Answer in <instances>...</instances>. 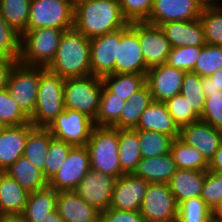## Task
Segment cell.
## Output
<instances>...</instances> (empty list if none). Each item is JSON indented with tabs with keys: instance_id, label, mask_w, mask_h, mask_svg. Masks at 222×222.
<instances>
[{
	"instance_id": "1",
	"label": "cell",
	"mask_w": 222,
	"mask_h": 222,
	"mask_svg": "<svg viewBox=\"0 0 222 222\" xmlns=\"http://www.w3.org/2000/svg\"><path fill=\"white\" fill-rule=\"evenodd\" d=\"M128 24L118 0H80L74 5V28L89 39Z\"/></svg>"
},
{
	"instance_id": "2",
	"label": "cell",
	"mask_w": 222,
	"mask_h": 222,
	"mask_svg": "<svg viewBox=\"0 0 222 222\" xmlns=\"http://www.w3.org/2000/svg\"><path fill=\"white\" fill-rule=\"evenodd\" d=\"M46 68L63 79L91 75L90 39L74 27L64 31L55 57Z\"/></svg>"
},
{
	"instance_id": "3",
	"label": "cell",
	"mask_w": 222,
	"mask_h": 222,
	"mask_svg": "<svg viewBox=\"0 0 222 222\" xmlns=\"http://www.w3.org/2000/svg\"><path fill=\"white\" fill-rule=\"evenodd\" d=\"M64 83L65 79L47 68L40 70L36 106L29 118L34 127H48L64 111Z\"/></svg>"
},
{
	"instance_id": "4",
	"label": "cell",
	"mask_w": 222,
	"mask_h": 222,
	"mask_svg": "<svg viewBox=\"0 0 222 222\" xmlns=\"http://www.w3.org/2000/svg\"><path fill=\"white\" fill-rule=\"evenodd\" d=\"M90 154V168L115 177L122 176L119 161L118 129L95 126L87 142Z\"/></svg>"
},
{
	"instance_id": "5",
	"label": "cell",
	"mask_w": 222,
	"mask_h": 222,
	"mask_svg": "<svg viewBox=\"0 0 222 222\" xmlns=\"http://www.w3.org/2000/svg\"><path fill=\"white\" fill-rule=\"evenodd\" d=\"M64 31L58 28L43 27L21 33L18 62L46 68L55 57Z\"/></svg>"
},
{
	"instance_id": "6",
	"label": "cell",
	"mask_w": 222,
	"mask_h": 222,
	"mask_svg": "<svg viewBox=\"0 0 222 222\" xmlns=\"http://www.w3.org/2000/svg\"><path fill=\"white\" fill-rule=\"evenodd\" d=\"M102 90V78L94 75L65 79L64 107L79 111L95 120Z\"/></svg>"
},
{
	"instance_id": "7",
	"label": "cell",
	"mask_w": 222,
	"mask_h": 222,
	"mask_svg": "<svg viewBox=\"0 0 222 222\" xmlns=\"http://www.w3.org/2000/svg\"><path fill=\"white\" fill-rule=\"evenodd\" d=\"M42 68V66H29L17 61L8 77L6 89L28 118L35 110Z\"/></svg>"
},
{
	"instance_id": "8",
	"label": "cell",
	"mask_w": 222,
	"mask_h": 222,
	"mask_svg": "<svg viewBox=\"0 0 222 222\" xmlns=\"http://www.w3.org/2000/svg\"><path fill=\"white\" fill-rule=\"evenodd\" d=\"M69 30L74 27V5L69 0H31L27 33L36 28Z\"/></svg>"
},
{
	"instance_id": "9",
	"label": "cell",
	"mask_w": 222,
	"mask_h": 222,
	"mask_svg": "<svg viewBox=\"0 0 222 222\" xmlns=\"http://www.w3.org/2000/svg\"><path fill=\"white\" fill-rule=\"evenodd\" d=\"M94 120L85 114L65 108L64 111L47 127L51 135L72 146H87Z\"/></svg>"
},
{
	"instance_id": "10",
	"label": "cell",
	"mask_w": 222,
	"mask_h": 222,
	"mask_svg": "<svg viewBox=\"0 0 222 222\" xmlns=\"http://www.w3.org/2000/svg\"><path fill=\"white\" fill-rule=\"evenodd\" d=\"M147 72L148 68L139 43L138 22H132L120 29L114 74L134 73L146 76Z\"/></svg>"
},
{
	"instance_id": "11",
	"label": "cell",
	"mask_w": 222,
	"mask_h": 222,
	"mask_svg": "<svg viewBox=\"0 0 222 222\" xmlns=\"http://www.w3.org/2000/svg\"><path fill=\"white\" fill-rule=\"evenodd\" d=\"M139 212L144 220L177 222L178 204L168 183H149Z\"/></svg>"
},
{
	"instance_id": "12",
	"label": "cell",
	"mask_w": 222,
	"mask_h": 222,
	"mask_svg": "<svg viewBox=\"0 0 222 222\" xmlns=\"http://www.w3.org/2000/svg\"><path fill=\"white\" fill-rule=\"evenodd\" d=\"M90 169L87 146H73L61 168L48 181V186L57 192L75 190Z\"/></svg>"
},
{
	"instance_id": "13",
	"label": "cell",
	"mask_w": 222,
	"mask_h": 222,
	"mask_svg": "<svg viewBox=\"0 0 222 222\" xmlns=\"http://www.w3.org/2000/svg\"><path fill=\"white\" fill-rule=\"evenodd\" d=\"M115 181L113 176L90 169L74 191L102 213L110 208Z\"/></svg>"
},
{
	"instance_id": "14",
	"label": "cell",
	"mask_w": 222,
	"mask_h": 222,
	"mask_svg": "<svg viewBox=\"0 0 222 222\" xmlns=\"http://www.w3.org/2000/svg\"><path fill=\"white\" fill-rule=\"evenodd\" d=\"M185 73L166 63L148 69L145 84L149 87L153 100L165 103L180 94Z\"/></svg>"
},
{
	"instance_id": "15",
	"label": "cell",
	"mask_w": 222,
	"mask_h": 222,
	"mask_svg": "<svg viewBox=\"0 0 222 222\" xmlns=\"http://www.w3.org/2000/svg\"><path fill=\"white\" fill-rule=\"evenodd\" d=\"M141 51L148 69L165 64L171 46L160 26L138 22Z\"/></svg>"
},
{
	"instance_id": "16",
	"label": "cell",
	"mask_w": 222,
	"mask_h": 222,
	"mask_svg": "<svg viewBox=\"0 0 222 222\" xmlns=\"http://www.w3.org/2000/svg\"><path fill=\"white\" fill-rule=\"evenodd\" d=\"M149 182L133 174H124L116 179L110 208L123 211H139Z\"/></svg>"
},
{
	"instance_id": "17",
	"label": "cell",
	"mask_w": 222,
	"mask_h": 222,
	"mask_svg": "<svg viewBox=\"0 0 222 222\" xmlns=\"http://www.w3.org/2000/svg\"><path fill=\"white\" fill-rule=\"evenodd\" d=\"M120 29L90 39L91 75L103 78L114 74Z\"/></svg>"
},
{
	"instance_id": "18",
	"label": "cell",
	"mask_w": 222,
	"mask_h": 222,
	"mask_svg": "<svg viewBox=\"0 0 222 222\" xmlns=\"http://www.w3.org/2000/svg\"><path fill=\"white\" fill-rule=\"evenodd\" d=\"M202 7L197 0H154L147 23L160 26L172 21H190L200 17Z\"/></svg>"
},
{
	"instance_id": "19",
	"label": "cell",
	"mask_w": 222,
	"mask_h": 222,
	"mask_svg": "<svg viewBox=\"0 0 222 222\" xmlns=\"http://www.w3.org/2000/svg\"><path fill=\"white\" fill-rule=\"evenodd\" d=\"M179 139L196 148L209 162L222 141V131L199 120L180 128Z\"/></svg>"
},
{
	"instance_id": "20",
	"label": "cell",
	"mask_w": 222,
	"mask_h": 222,
	"mask_svg": "<svg viewBox=\"0 0 222 222\" xmlns=\"http://www.w3.org/2000/svg\"><path fill=\"white\" fill-rule=\"evenodd\" d=\"M56 211L64 222H101V212L74 190L57 192Z\"/></svg>"
},
{
	"instance_id": "21",
	"label": "cell",
	"mask_w": 222,
	"mask_h": 222,
	"mask_svg": "<svg viewBox=\"0 0 222 222\" xmlns=\"http://www.w3.org/2000/svg\"><path fill=\"white\" fill-rule=\"evenodd\" d=\"M29 192L4 171H0V214L18 219L25 209Z\"/></svg>"
},
{
	"instance_id": "22",
	"label": "cell",
	"mask_w": 222,
	"mask_h": 222,
	"mask_svg": "<svg viewBox=\"0 0 222 222\" xmlns=\"http://www.w3.org/2000/svg\"><path fill=\"white\" fill-rule=\"evenodd\" d=\"M171 47L204 46L206 44L202 24L198 19L172 21L160 25Z\"/></svg>"
},
{
	"instance_id": "23",
	"label": "cell",
	"mask_w": 222,
	"mask_h": 222,
	"mask_svg": "<svg viewBox=\"0 0 222 222\" xmlns=\"http://www.w3.org/2000/svg\"><path fill=\"white\" fill-rule=\"evenodd\" d=\"M135 130H148L179 138L180 129L168 112L164 102L153 101L142 113Z\"/></svg>"
},
{
	"instance_id": "24",
	"label": "cell",
	"mask_w": 222,
	"mask_h": 222,
	"mask_svg": "<svg viewBox=\"0 0 222 222\" xmlns=\"http://www.w3.org/2000/svg\"><path fill=\"white\" fill-rule=\"evenodd\" d=\"M28 136V124L9 126L0 133V171H5L23 154Z\"/></svg>"
},
{
	"instance_id": "25",
	"label": "cell",
	"mask_w": 222,
	"mask_h": 222,
	"mask_svg": "<svg viewBox=\"0 0 222 222\" xmlns=\"http://www.w3.org/2000/svg\"><path fill=\"white\" fill-rule=\"evenodd\" d=\"M205 177L206 171L177 169L168 182L177 204L201 197Z\"/></svg>"
},
{
	"instance_id": "26",
	"label": "cell",
	"mask_w": 222,
	"mask_h": 222,
	"mask_svg": "<svg viewBox=\"0 0 222 222\" xmlns=\"http://www.w3.org/2000/svg\"><path fill=\"white\" fill-rule=\"evenodd\" d=\"M57 191L47 186L29 193L25 209L18 218L21 222H42L56 211Z\"/></svg>"
},
{
	"instance_id": "27",
	"label": "cell",
	"mask_w": 222,
	"mask_h": 222,
	"mask_svg": "<svg viewBox=\"0 0 222 222\" xmlns=\"http://www.w3.org/2000/svg\"><path fill=\"white\" fill-rule=\"evenodd\" d=\"M176 171V164L169 153L155 158H142L133 175L149 183H168Z\"/></svg>"
},
{
	"instance_id": "28",
	"label": "cell",
	"mask_w": 222,
	"mask_h": 222,
	"mask_svg": "<svg viewBox=\"0 0 222 222\" xmlns=\"http://www.w3.org/2000/svg\"><path fill=\"white\" fill-rule=\"evenodd\" d=\"M53 138L47 127H34L28 123V136L23 156L26 157L44 176V166L50 140Z\"/></svg>"
},
{
	"instance_id": "29",
	"label": "cell",
	"mask_w": 222,
	"mask_h": 222,
	"mask_svg": "<svg viewBox=\"0 0 222 222\" xmlns=\"http://www.w3.org/2000/svg\"><path fill=\"white\" fill-rule=\"evenodd\" d=\"M153 101L149 87L145 84L130 97L121 110L120 118L111 127L117 129H135L142 113Z\"/></svg>"
},
{
	"instance_id": "30",
	"label": "cell",
	"mask_w": 222,
	"mask_h": 222,
	"mask_svg": "<svg viewBox=\"0 0 222 222\" xmlns=\"http://www.w3.org/2000/svg\"><path fill=\"white\" fill-rule=\"evenodd\" d=\"M4 172L16 180L29 193L48 186V181L44 178L42 172L23 155Z\"/></svg>"
},
{
	"instance_id": "31",
	"label": "cell",
	"mask_w": 222,
	"mask_h": 222,
	"mask_svg": "<svg viewBox=\"0 0 222 222\" xmlns=\"http://www.w3.org/2000/svg\"><path fill=\"white\" fill-rule=\"evenodd\" d=\"M119 161L122 174H133L142 159L135 129H118Z\"/></svg>"
},
{
	"instance_id": "32",
	"label": "cell",
	"mask_w": 222,
	"mask_h": 222,
	"mask_svg": "<svg viewBox=\"0 0 222 222\" xmlns=\"http://www.w3.org/2000/svg\"><path fill=\"white\" fill-rule=\"evenodd\" d=\"M177 169L208 171L209 162L196 149L179 138L173 139L170 147Z\"/></svg>"
},
{
	"instance_id": "33",
	"label": "cell",
	"mask_w": 222,
	"mask_h": 222,
	"mask_svg": "<svg viewBox=\"0 0 222 222\" xmlns=\"http://www.w3.org/2000/svg\"><path fill=\"white\" fill-rule=\"evenodd\" d=\"M102 80L113 94L126 102L145 85V75L143 74H109L104 76Z\"/></svg>"
},
{
	"instance_id": "34",
	"label": "cell",
	"mask_w": 222,
	"mask_h": 222,
	"mask_svg": "<svg viewBox=\"0 0 222 222\" xmlns=\"http://www.w3.org/2000/svg\"><path fill=\"white\" fill-rule=\"evenodd\" d=\"M126 103L103 84L99 110L94 120L95 126L111 127L120 118L121 110Z\"/></svg>"
},
{
	"instance_id": "35",
	"label": "cell",
	"mask_w": 222,
	"mask_h": 222,
	"mask_svg": "<svg viewBox=\"0 0 222 222\" xmlns=\"http://www.w3.org/2000/svg\"><path fill=\"white\" fill-rule=\"evenodd\" d=\"M31 0H0V16L19 34L27 26Z\"/></svg>"
},
{
	"instance_id": "36",
	"label": "cell",
	"mask_w": 222,
	"mask_h": 222,
	"mask_svg": "<svg viewBox=\"0 0 222 222\" xmlns=\"http://www.w3.org/2000/svg\"><path fill=\"white\" fill-rule=\"evenodd\" d=\"M139 137L140 153L142 158H155L170 153L173 139L162 133L136 130Z\"/></svg>"
},
{
	"instance_id": "37",
	"label": "cell",
	"mask_w": 222,
	"mask_h": 222,
	"mask_svg": "<svg viewBox=\"0 0 222 222\" xmlns=\"http://www.w3.org/2000/svg\"><path fill=\"white\" fill-rule=\"evenodd\" d=\"M199 20L206 44L222 46V7L202 9Z\"/></svg>"
},
{
	"instance_id": "38",
	"label": "cell",
	"mask_w": 222,
	"mask_h": 222,
	"mask_svg": "<svg viewBox=\"0 0 222 222\" xmlns=\"http://www.w3.org/2000/svg\"><path fill=\"white\" fill-rule=\"evenodd\" d=\"M180 94L187 100L193 111L201 117L206 99L201 86V77L198 74L186 72Z\"/></svg>"
},
{
	"instance_id": "39",
	"label": "cell",
	"mask_w": 222,
	"mask_h": 222,
	"mask_svg": "<svg viewBox=\"0 0 222 222\" xmlns=\"http://www.w3.org/2000/svg\"><path fill=\"white\" fill-rule=\"evenodd\" d=\"M220 68H222V46L205 44L192 73L200 77H210Z\"/></svg>"
},
{
	"instance_id": "40",
	"label": "cell",
	"mask_w": 222,
	"mask_h": 222,
	"mask_svg": "<svg viewBox=\"0 0 222 222\" xmlns=\"http://www.w3.org/2000/svg\"><path fill=\"white\" fill-rule=\"evenodd\" d=\"M177 222H212V210L201 197L178 204Z\"/></svg>"
},
{
	"instance_id": "41",
	"label": "cell",
	"mask_w": 222,
	"mask_h": 222,
	"mask_svg": "<svg viewBox=\"0 0 222 222\" xmlns=\"http://www.w3.org/2000/svg\"><path fill=\"white\" fill-rule=\"evenodd\" d=\"M203 46L171 47L166 64L184 72H192Z\"/></svg>"
},
{
	"instance_id": "42",
	"label": "cell",
	"mask_w": 222,
	"mask_h": 222,
	"mask_svg": "<svg viewBox=\"0 0 222 222\" xmlns=\"http://www.w3.org/2000/svg\"><path fill=\"white\" fill-rule=\"evenodd\" d=\"M73 146L64 141L52 138L44 166V178L49 181L65 162L69 151Z\"/></svg>"
},
{
	"instance_id": "43",
	"label": "cell",
	"mask_w": 222,
	"mask_h": 222,
	"mask_svg": "<svg viewBox=\"0 0 222 222\" xmlns=\"http://www.w3.org/2000/svg\"><path fill=\"white\" fill-rule=\"evenodd\" d=\"M0 120L7 126H20L30 123L7 89L0 90Z\"/></svg>"
},
{
	"instance_id": "44",
	"label": "cell",
	"mask_w": 222,
	"mask_h": 222,
	"mask_svg": "<svg viewBox=\"0 0 222 222\" xmlns=\"http://www.w3.org/2000/svg\"><path fill=\"white\" fill-rule=\"evenodd\" d=\"M165 104L174 123L179 129L200 120V117L193 111L187 100L181 94L167 100Z\"/></svg>"
},
{
	"instance_id": "45",
	"label": "cell",
	"mask_w": 222,
	"mask_h": 222,
	"mask_svg": "<svg viewBox=\"0 0 222 222\" xmlns=\"http://www.w3.org/2000/svg\"><path fill=\"white\" fill-rule=\"evenodd\" d=\"M154 0H118L123 17L128 23L145 22L152 11Z\"/></svg>"
},
{
	"instance_id": "46",
	"label": "cell",
	"mask_w": 222,
	"mask_h": 222,
	"mask_svg": "<svg viewBox=\"0 0 222 222\" xmlns=\"http://www.w3.org/2000/svg\"><path fill=\"white\" fill-rule=\"evenodd\" d=\"M20 34L0 16V58L19 57Z\"/></svg>"
},
{
	"instance_id": "47",
	"label": "cell",
	"mask_w": 222,
	"mask_h": 222,
	"mask_svg": "<svg viewBox=\"0 0 222 222\" xmlns=\"http://www.w3.org/2000/svg\"><path fill=\"white\" fill-rule=\"evenodd\" d=\"M201 199L213 210L222 200V173L206 171Z\"/></svg>"
},
{
	"instance_id": "48",
	"label": "cell",
	"mask_w": 222,
	"mask_h": 222,
	"mask_svg": "<svg viewBox=\"0 0 222 222\" xmlns=\"http://www.w3.org/2000/svg\"><path fill=\"white\" fill-rule=\"evenodd\" d=\"M200 120L222 131V91L210 93V97H206Z\"/></svg>"
},
{
	"instance_id": "49",
	"label": "cell",
	"mask_w": 222,
	"mask_h": 222,
	"mask_svg": "<svg viewBox=\"0 0 222 222\" xmlns=\"http://www.w3.org/2000/svg\"><path fill=\"white\" fill-rule=\"evenodd\" d=\"M139 211H123L109 208L101 213V222H143Z\"/></svg>"
},
{
	"instance_id": "50",
	"label": "cell",
	"mask_w": 222,
	"mask_h": 222,
	"mask_svg": "<svg viewBox=\"0 0 222 222\" xmlns=\"http://www.w3.org/2000/svg\"><path fill=\"white\" fill-rule=\"evenodd\" d=\"M201 86L205 97H210V93L222 91V68L210 77H201Z\"/></svg>"
},
{
	"instance_id": "51",
	"label": "cell",
	"mask_w": 222,
	"mask_h": 222,
	"mask_svg": "<svg viewBox=\"0 0 222 222\" xmlns=\"http://www.w3.org/2000/svg\"><path fill=\"white\" fill-rule=\"evenodd\" d=\"M17 61L18 57L0 58V90L6 88L10 71Z\"/></svg>"
},
{
	"instance_id": "52",
	"label": "cell",
	"mask_w": 222,
	"mask_h": 222,
	"mask_svg": "<svg viewBox=\"0 0 222 222\" xmlns=\"http://www.w3.org/2000/svg\"><path fill=\"white\" fill-rule=\"evenodd\" d=\"M208 171L222 173V141L213 158L209 161Z\"/></svg>"
},
{
	"instance_id": "53",
	"label": "cell",
	"mask_w": 222,
	"mask_h": 222,
	"mask_svg": "<svg viewBox=\"0 0 222 222\" xmlns=\"http://www.w3.org/2000/svg\"><path fill=\"white\" fill-rule=\"evenodd\" d=\"M197 2L203 9L222 7V0H197Z\"/></svg>"
},
{
	"instance_id": "54",
	"label": "cell",
	"mask_w": 222,
	"mask_h": 222,
	"mask_svg": "<svg viewBox=\"0 0 222 222\" xmlns=\"http://www.w3.org/2000/svg\"><path fill=\"white\" fill-rule=\"evenodd\" d=\"M212 222H222V200L212 210Z\"/></svg>"
},
{
	"instance_id": "55",
	"label": "cell",
	"mask_w": 222,
	"mask_h": 222,
	"mask_svg": "<svg viewBox=\"0 0 222 222\" xmlns=\"http://www.w3.org/2000/svg\"><path fill=\"white\" fill-rule=\"evenodd\" d=\"M42 222H64L57 211L48 214V217Z\"/></svg>"
},
{
	"instance_id": "56",
	"label": "cell",
	"mask_w": 222,
	"mask_h": 222,
	"mask_svg": "<svg viewBox=\"0 0 222 222\" xmlns=\"http://www.w3.org/2000/svg\"><path fill=\"white\" fill-rule=\"evenodd\" d=\"M7 128V126L0 120V133L4 131Z\"/></svg>"
},
{
	"instance_id": "57",
	"label": "cell",
	"mask_w": 222,
	"mask_h": 222,
	"mask_svg": "<svg viewBox=\"0 0 222 222\" xmlns=\"http://www.w3.org/2000/svg\"><path fill=\"white\" fill-rule=\"evenodd\" d=\"M10 219L0 214V222H8Z\"/></svg>"
},
{
	"instance_id": "58",
	"label": "cell",
	"mask_w": 222,
	"mask_h": 222,
	"mask_svg": "<svg viewBox=\"0 0 222 222\" xmlns=\"http://www.w3.org/2000/svg\"><path fill=\"white\" fill-rule=\"evenodd\" d=\"M73 5H75L76 3H78L80 0H69Z\"/></svg>"
},
{
	"instance_id": "59",
	"label": "cell",
	"mask_w": 222,
	"mask_h": 222,
	"mask_svg": "<svg viewBox=\"0 0 222 222\" xmlns=\"http://www.w3.org/2000/svg\"><path fill=\"white\" fill-rule=\"evenodd\" d=\"M8 222H21L19 219H10Z\"/></svg>"
},
{
	"instance_id": "60",
	"label": "cell",
	"mask_w": 222,
	"mask_h": 222,
	"mask_svg": "<svg viewBox=\"0 0 222 222\" xmlns=\"http://www.w3.org/2000/svg\"><path fill=\"white\" fill-rule=\"evenodd\" d=\"M143 222H163V221L144 220Z\"/></svg>"
}]
</instances>
